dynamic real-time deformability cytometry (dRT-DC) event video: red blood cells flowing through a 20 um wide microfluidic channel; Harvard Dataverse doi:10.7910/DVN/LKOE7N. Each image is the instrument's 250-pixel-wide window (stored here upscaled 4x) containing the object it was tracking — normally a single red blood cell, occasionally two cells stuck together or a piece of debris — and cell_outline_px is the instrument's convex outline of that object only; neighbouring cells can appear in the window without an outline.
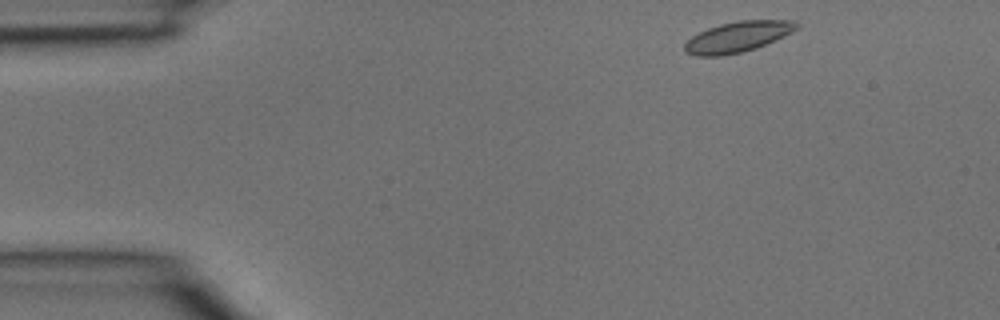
{"species": "common noctule bat (a hibernating species)", "species_latin": "Nyctalus noctula", "temperature_condition": "room temperature", "stored_images_in_passage": 3, "camera_frame_rate_fps": 3000, "um_per_image_px": 0.085, "animal": {"sex": "male", "body_mass_g": 15.6}, "frame": {"image": 1, "passage_image": 1, "time_ms": 0.0, "image_size_px": [1000, 320], "cell_outline_px": [[800, 28], [792, 32], [756, 48], [740, 52], [720, 56], [696, 56], [684, 52], [684, 44], [692, 36], [708, 28], [720, 24], [740, 20], [796, 20], [800, 24]], "centroid_in_image_um": [62.72, 3.12], "position_along_channel_um": 22.3, "area_um2": 19.94}}
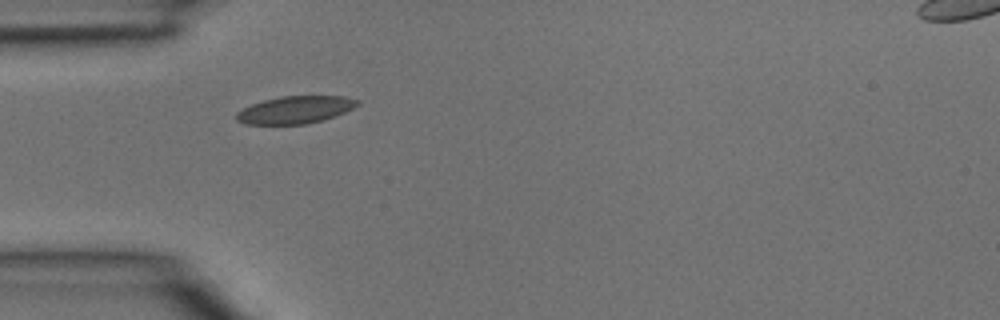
{"frame": {"image": 2, "passage_image": 3, "time_ms": 0.667, "image_size_px": [1000, 320], "cell_outline_px": [[360, 104], [336, 116], [304, 124], [244, 124], [236, 120], [236, 112], [252, 104], [264, 100], [280, 96], [344, 96], [360, 100]], "centroid_in_image_um": [25.1, 9.33], "position_along_channel_um": 59.9, "area_um2": 19.25}}